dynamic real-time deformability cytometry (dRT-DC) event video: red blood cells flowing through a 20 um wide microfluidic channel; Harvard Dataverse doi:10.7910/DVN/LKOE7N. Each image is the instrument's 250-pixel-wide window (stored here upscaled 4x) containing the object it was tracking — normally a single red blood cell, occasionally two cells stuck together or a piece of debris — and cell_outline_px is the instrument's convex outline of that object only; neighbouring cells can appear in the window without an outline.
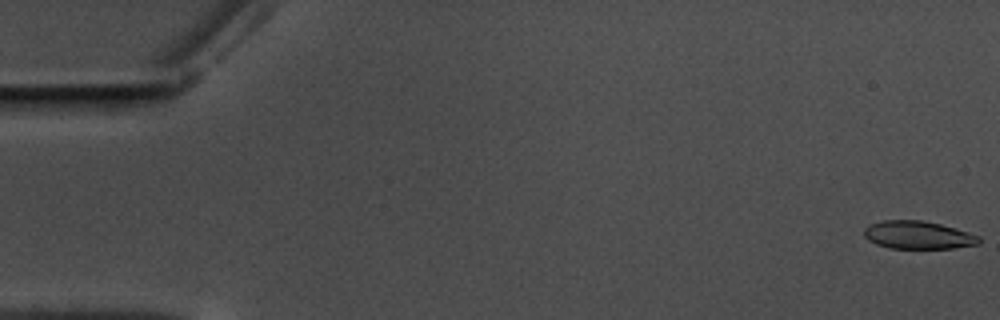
{"species": "common noctule bat (a hibernating species)", "species_latin": "Nyctalus noctula", "temperature_condition": "warm", "stored_images_in_passage": 58, "camera_frame_rate_fps": 3000, "um_per_image_px": 0.085, "animal": {"sex": "male", "body_mass_g": 17.5, "forearm_length_mm": 52.3}, "frame": {"image": 1, "passage_image": 1, "time_ms": 0.0, "image_size_px": [1000, 320], "cell_outline_px": [[980, 244], [952, 248], [888, 248], [876, 244], [868, 240], [864, 236], [864, 228], [868, 224], [880, 220], [920, 220], [940, 224], [956, 228], [980, 236]], "centroid_in_image_um": [78.01, 19.97], "position_along_channel_um": 7.0, "area_um2": 18.84}}
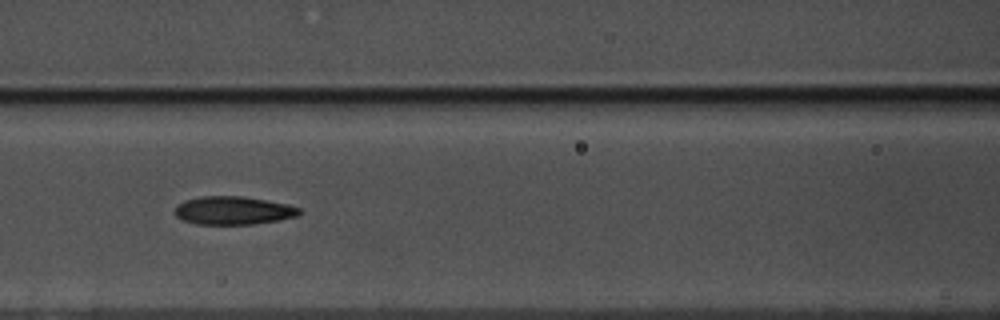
{"frame": {"image": 2, "passage_image": 26, "time_ms": 8.333, "image_size_px": [1000, 320], "cell_outline_px": [[304, 212], [296, 216], [280, 220], [252, 224], [196, 224], [184, 220], [176, 216], [176, 204], [184, 200], [204, 196], [240, 196], [264, 200], [284, 204], [300, 208]], "centroid_in_image_um": [19.82, 17.89], "position_along_channel_um": 146.8, "area_um2": 20.29}}
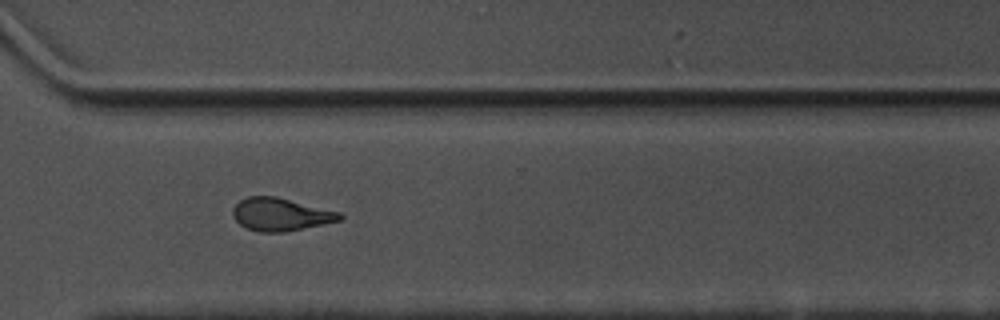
{"frame": {"image": 3, "passage_image": 43, "time_ms": 14.0, "image_size_px": [1000, 320], "cell_outline_px": [[344, 220], [284, 232], [260, 232], [248, 228], [240, 224], [232, 216], [232, 208], [240, 200], [248, 196], [276, 196], [340, 212], [344, 216]], "centroid_in_image_um": [23.87, 18.22], "position_along_channel_um": 346.7, "area_um2": 20.52}, "authors_computed_cell_mechanics": {"area_um2": 20.4323, "velocity_mm_per_s": 3.5347, "shape_relaxation_time_tau1_ms": 8.0649, "shape_relaxation_time_tau2_ms": 3.0065, "deformation_change_tau1": 0.2093, "deformation_change_tau2": 0.1064}}